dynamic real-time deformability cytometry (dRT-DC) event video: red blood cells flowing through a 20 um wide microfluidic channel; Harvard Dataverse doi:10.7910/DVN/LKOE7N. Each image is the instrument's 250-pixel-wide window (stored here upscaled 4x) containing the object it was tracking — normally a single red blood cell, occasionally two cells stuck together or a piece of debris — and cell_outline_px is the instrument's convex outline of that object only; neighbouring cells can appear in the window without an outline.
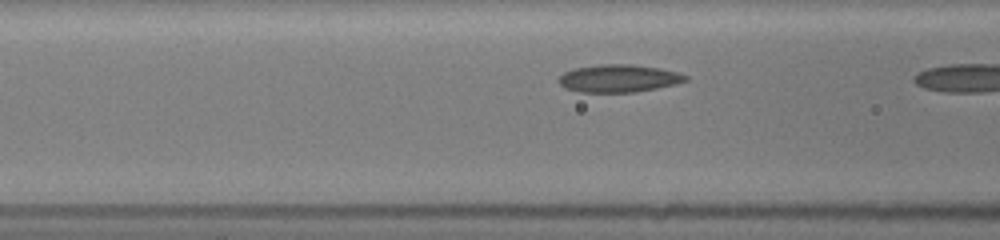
{"species": "common noctule bat (a hibernating species)", "species_latin": "Nyctalus noctula", "temperature_condition": "room temperature", "stored_images_in_passage": 9, "camera_frame_rate_fps": 3000, "um_per_image_px": 0.085, "animal": {"sex": "female", "body_mass_g": 19.5, "forearm_length_mm": 54.1}, "frame": {"image": 1, "passage_image": 7, "time_ms": 1.667, "image_size_px": [1000, 240], "cell_outline_px": [[688, 80], [676, 84], [656, 88], [632, 92], [580, 92], [564, 88], [560, 84], [560, 76], [564, 72], [576, 68], [600, 64], [628, 64], [660, 68], [676, 72], [688, 76]], "centroid_in_image_um": [52.59, 6.66], "position_along_channel_um": 114.0, "area_um2": 20.23}}